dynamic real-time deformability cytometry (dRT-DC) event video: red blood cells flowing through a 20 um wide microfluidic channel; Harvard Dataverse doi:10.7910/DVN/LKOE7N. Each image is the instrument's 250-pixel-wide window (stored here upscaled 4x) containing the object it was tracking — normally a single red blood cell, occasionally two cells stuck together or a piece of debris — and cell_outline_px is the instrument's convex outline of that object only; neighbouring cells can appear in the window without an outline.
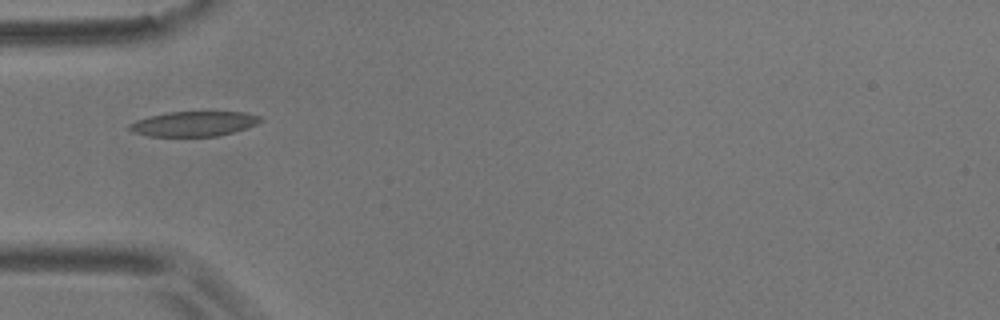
{"species": "common noctule bat (a hibernating species)", "species_latin": "Nyctalus noctula", "temperature_condition": "room temperature", "stored_images_in_passage": 3, "camera_frame_rate_fps": 3000, "um_per_image_px": 0.085, "animal": {"sex": "male", "body_mass_g": 17.9}, "frame": {"image": 1, "passage_image": 2, "time_ms": 1.333, "image_size_px": [1000, 320], "cell_outline_px": [[264, 120], [256, 124], [232, 132], [216, 136], [148, 136], [132, 132], [128, 128], [128, 124], [136, 120], [168, 112], [244, 112], [260, 116]], "centroid_in_image_um": [16.45, 10.52], "position_along_channel_um": 68.5, "area_um2": 18.84}}